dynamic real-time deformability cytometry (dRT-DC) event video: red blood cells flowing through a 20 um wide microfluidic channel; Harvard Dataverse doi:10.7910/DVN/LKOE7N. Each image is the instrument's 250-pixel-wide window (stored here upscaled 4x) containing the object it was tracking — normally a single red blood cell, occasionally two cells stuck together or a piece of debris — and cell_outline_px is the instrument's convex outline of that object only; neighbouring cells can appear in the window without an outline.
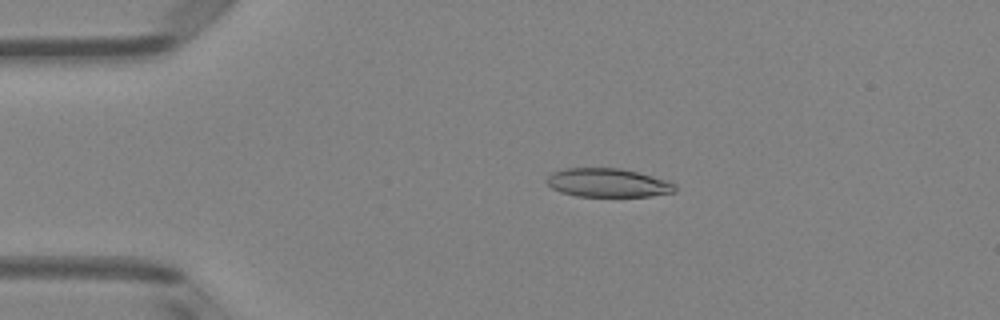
{"species": "Egyptian fruit bat (a non-hibernating species)", "species_latin": "Rousettus aegyptiacus", "temperature_condition": "room temperature", "stored_images_in_passage": 50, "camera_frame_rate_fps": 3000, "um_per_image_px": 0.085, "animal": {"sex": "female"}, "frame": {"image": 1, "passage_image": 10, "time_ms": 3.0, "image_size_px": [1000, 320], "cell_outline_px": [[676, 192], [652, 196], [576, 196], [560, 192], [552, 188], [544, 180], [552, 172], [564, 168], [620, 168], [668, 180], [676, 184]], "centroid_in_image_um": [51.66, 15.54], "position_along_channel_um": 33.3, "area_um2": 21.56}}
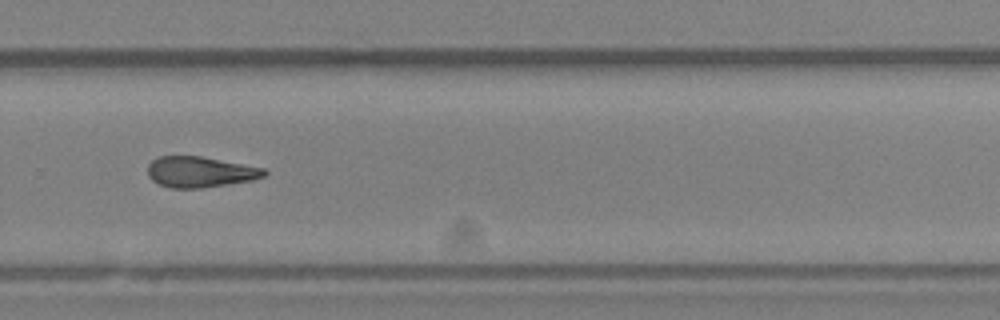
{"frame": {"image": 2, "passage_image": 34, "time_ms": 11.0, "image_size_px": [1000, 320], "cell_outline_px": [[268, 172], [264, 176], [252, 180], [228, 184], [200, 188], [172, 188], [160, 184], [152, 180], [148, 176], [148, 164], [156, 156], [200, 156], [264, 168]], "centroid_in_image_um": [16.99, 14.61], "position_along_channel_um": 312.8, "area_um2": 20.81}}
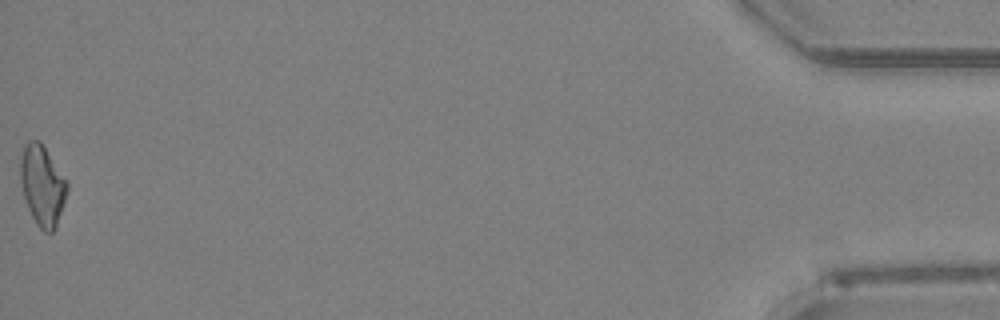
{"frame": {"image": 3, "passage_image": 50, "time_ms": 16.333, "image_size_px": [1000, 320], "cell_outline_px": [[68, 192], [56, 228], [52, 232], [44, 232], [36, 224], [28, 208], [24, 196], [20, 180], [20, 156], [28, 140], [40, 140], [68, 180]], "centroid_in_image_um": [3.62, 15.75], "position_along_channel_um": 431.6, "area_um2": 22.14}}